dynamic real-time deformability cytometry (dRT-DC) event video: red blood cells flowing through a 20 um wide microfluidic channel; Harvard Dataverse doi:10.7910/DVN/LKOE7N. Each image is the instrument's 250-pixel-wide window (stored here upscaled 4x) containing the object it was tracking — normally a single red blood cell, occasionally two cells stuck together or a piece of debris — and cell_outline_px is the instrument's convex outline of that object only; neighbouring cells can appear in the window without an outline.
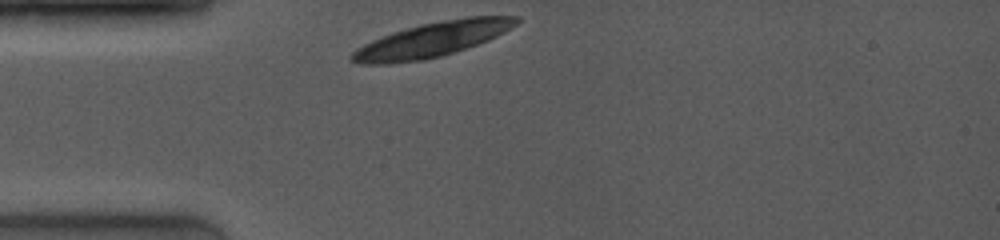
{"species": "common noctule bat (a hibernating species)", "species_latin": "Nyctalus noctula", "temperature_condition": "room temperature", "stored_images_in_passage": 1, "camera_frame_rate_fps": 4000, "um_per_image_px": 0.085, "animal": {"sex": "female", "body_mass_g": 19.0, "forearm_length_mm": 53.3}, "frame": {"image": 1, "passage_image": 1, "time_ms": 0.0, "image_size_px": [1000, 240], "cell_outline_px": [[520, 20], [516, 24], [504, 32], [488, 40], [440, 56], [424, 60], [392, 64], [360, 64], [352, 60], [348, 56], [356, 48], [372, 40], [392, 32], [420, 24], [468, 16], [520, 16]], "centroid_in_image_um": [36.69, 3.37], "position_along_channel_um": 48.3, "area_um2": 33.06}}